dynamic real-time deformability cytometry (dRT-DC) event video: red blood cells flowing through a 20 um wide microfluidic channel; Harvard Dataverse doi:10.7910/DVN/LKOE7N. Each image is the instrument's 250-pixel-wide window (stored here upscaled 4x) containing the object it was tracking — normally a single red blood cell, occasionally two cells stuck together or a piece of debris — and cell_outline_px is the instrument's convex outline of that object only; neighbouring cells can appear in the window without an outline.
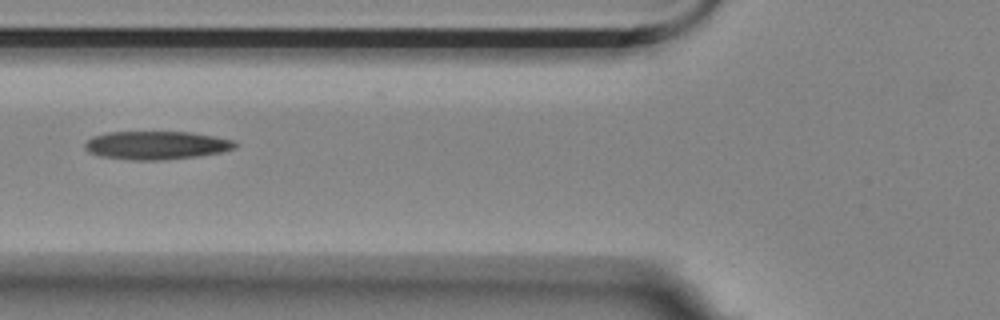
{"species": "Egyptian fruit bat (a non-hibernating species)", "species_latin": "Rousettus aegyptiacus", "temperature_condition": "room temperature", "stored_images_in_passage": 9, "camera_frame_rate_fps": 3000, "um_per_image_px": 0.085, "animal": {"sex": "female"}, "frame": {"image": 1, "passage_image": 6, "time_ms": 1.667, "image_size_px": [1000, 320], "cell_outline_px": [[236, 148], [220, 152], [200, 156], [160, 160], [132, 160], [100, 156], [88, 152], [84, 148], [84, 144], [92, 136], [108, 132], [192, 132], [232, 140], [236, 144]], "centroid_in_image_um": [13.25, 12.35], "position_along_channel_um": 112.5, "area_um2": 24.74}}
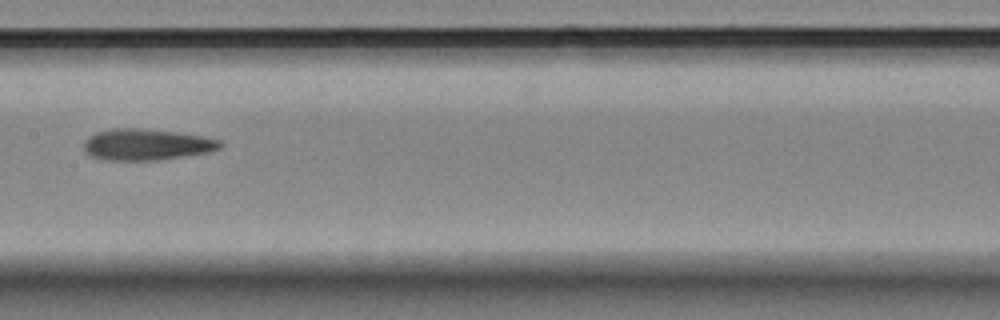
{"frame": {"image": 2, "passage_image": 8, "time_ms": 2.333, "image_size_px": [1000, 320], "cell_outline_px": [[224, 144], [220, 148], [208, 152], [156, 160], [104, 160], [88, 156], [84, 152], [84, 140], [88, 136], [96, 132], [112, 128], [140, 128], [176, 132], [204, 136], [220, 140]], "centroid_in_image_um": [12.41, 12.28], "position_along_channel_um": 195.0, "area_um2": 25.03}}
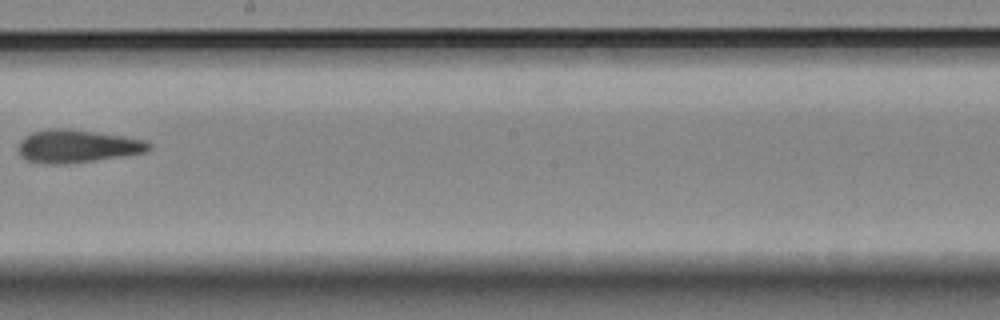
{"frame": {"image": 3, "passage_image": 9, "time_ms": 2.667, "image_size_px": [1000, 320], "cell_outline_px": [[152, 148], [148, 152], [124, 156], [68, 164], [40, 164], [24, 160], [20, 156], [16, 148], [20, 140], [24, 136], [32, 132], [52, 128], [64, 128], [124, 136], [144, 140], [152, 144]], "centroid_in_image_um": [6.52, 12.44], "position_along_channel_um": 241.7, "area_um2": 25.49}}